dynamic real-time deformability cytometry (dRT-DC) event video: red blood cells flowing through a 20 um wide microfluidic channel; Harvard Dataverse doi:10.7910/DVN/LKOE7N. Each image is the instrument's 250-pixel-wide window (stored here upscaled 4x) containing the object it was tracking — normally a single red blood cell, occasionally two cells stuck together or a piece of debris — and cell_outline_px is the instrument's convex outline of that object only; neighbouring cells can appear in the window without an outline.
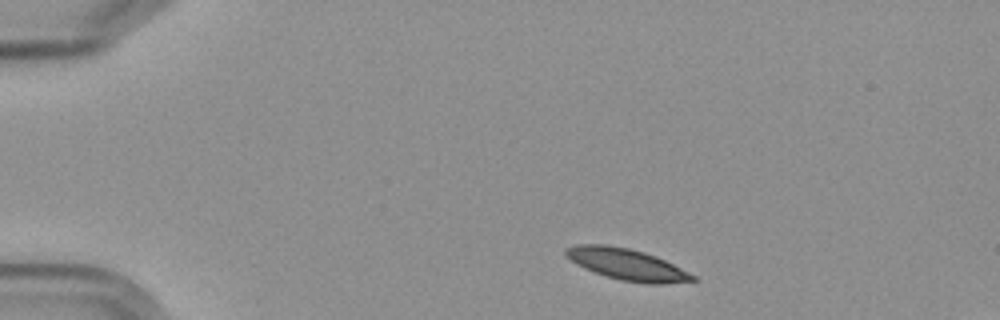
{"species": "Egyptian fruit bat (a non-hibernating species)", "species_latin": "Rousettus aegyptiacus", "temperature_condition": "cold", "stored_images_in_passage": 4, "camera_frame_rate_fps": 3000, "um_per_image_px": 0.085, "frame": {"image": 1, "passage_image": 1, "time_ms": 0.0, "image_size_px": [1000, 320], "cell_outline_px": [[696, 280], [664, 284], [648, 284], [620, 280], [584, 268], [576, 264], [564, 252], [564, 248], [576, 244], [604, 244], [628, 248], [644, 252], [656, 256], [696, 276]], "centroid_in_image_um": [53.27, 22.46], "position_along_channel_um": 31.7, "area_um2": 22.95}}